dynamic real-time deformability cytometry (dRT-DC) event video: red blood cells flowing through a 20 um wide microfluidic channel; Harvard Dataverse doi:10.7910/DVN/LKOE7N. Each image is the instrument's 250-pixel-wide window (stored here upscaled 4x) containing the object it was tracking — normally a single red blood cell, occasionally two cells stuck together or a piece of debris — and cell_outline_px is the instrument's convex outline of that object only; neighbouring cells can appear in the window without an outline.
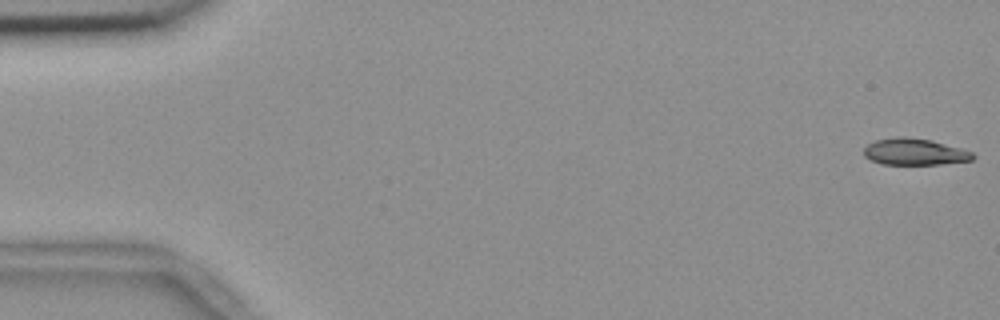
{"species": "common noctule bat (a hibernating species)", "species_latin": "Nyctalus noctula", "temperature_condition": "room temperature", "stored_images_in_passage": 55, "camera_frame_rate_fps": 3000, "um_per_image_px": 0.085, "animal": {"sex": "female", "body_mass_g": 18.4}, "frame": {"image": 1, "passage_image": 1, "time_ms": 0.0, "image_size_px": [1000, 320], "cell_outline_px": [[976, 156], [972, 160], [940, 164], [884, 164], [872, 160], [864, 156], [864, 148], [868, 144], [876, 140], [900, 136], [904, 136], [932, 140], [960, 148], [972, 152]], "centroid_in_image_um": [77.75, 12.9], "position_along_channel_um": 7.3, "area_um2": 16.76}}
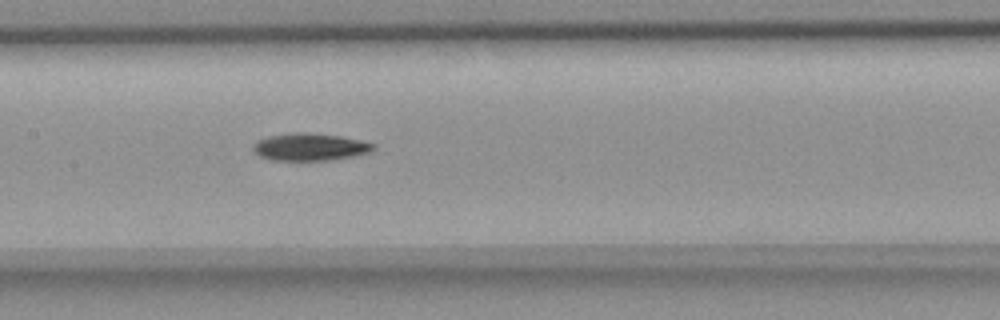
{"frame": {"image": 2, "passage_image": 27, "time_ms": 8.667, "image_size_px": [1000, 320], "cell_outline_px": [[376, 148], [372, 152], [332, 160], [272, 160], [260, 156], [252, 148], [252, 144], [256, 140], [268, 136], [292, 132], [308, 132], [340, 136], [360, 140], [376, 144]], "centroid_in_image_um": [26.35, 12.48], "position_along_channel_um": 181.1, "area_um2": 19.36}}
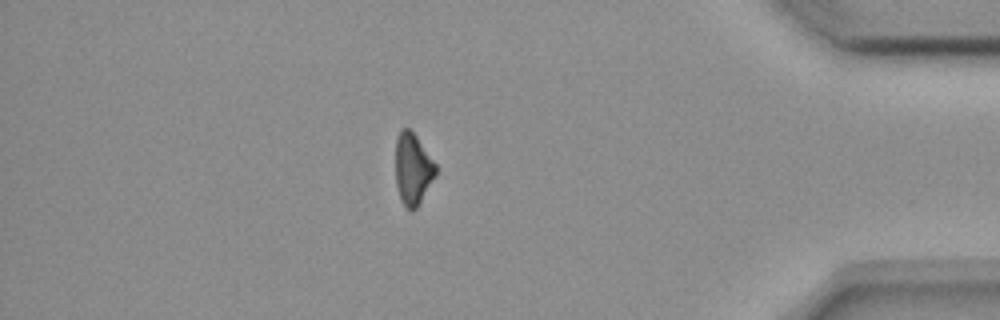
{"frame": {"image": 3, "passage_image": 48, "time_ms": 15.667, "image_size_px": [1000, 320], "cell_outline_px": [[436, 172], [416, 208], [404, 208], [400, 200], [396, 184], [396, 136], [400, 128], [408, 128], [416, 136], [436, 164]], "centroid_in_image_um": [35.05, 14.33], "position_along_channel_um": 400.2, "area_um2": 16.42}, "authors_computed_cell_mechanics": {"area_um2": 18.496, "velocity_mm_per_s": 3.6723, "shape_relaxation_time_tau1_ms": 5.6923, "shape_relaxation_time_tau2_ms": null, "deformation_change_tau1": 0.1468, "deformation_change_tau2": null}}